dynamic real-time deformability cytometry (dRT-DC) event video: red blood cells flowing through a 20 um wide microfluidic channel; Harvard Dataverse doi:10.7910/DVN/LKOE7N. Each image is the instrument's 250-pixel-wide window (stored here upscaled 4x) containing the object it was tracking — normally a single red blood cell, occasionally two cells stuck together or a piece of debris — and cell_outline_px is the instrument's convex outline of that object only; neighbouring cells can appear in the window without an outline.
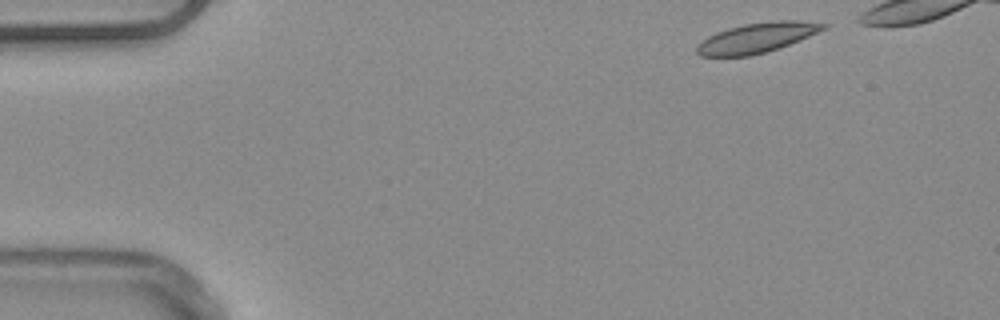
{"species": "common noctule bat (a hibernating species)", "species_latin": "Nyctalus noctula", "temperature_condition": "warm", "stored_images_in_passage": 9, "camera_frame_rate_fps": 3000, "um_per_image_px": 0.085, "animal": {"sex": "male", "body_mass_g": 20.4}, "frame": {"image": 1, "passage_image": 1, "time_ms": 0.0, "image_size_px": [1000, 320], "cell_outline_px": [[832, 24], [828, 28], [800, 40], [780, 48], [768, 52], [748, 56], [700, 56], [696, 52], [696, 44], [708, 36], [716, 32], [728, 28], [744, 24], [776, 20], [800, 20]], "centroid_in_image_um": [64.38, 3.2], "position_along_channel_um": 20.6, "area_um2": 22.43}}